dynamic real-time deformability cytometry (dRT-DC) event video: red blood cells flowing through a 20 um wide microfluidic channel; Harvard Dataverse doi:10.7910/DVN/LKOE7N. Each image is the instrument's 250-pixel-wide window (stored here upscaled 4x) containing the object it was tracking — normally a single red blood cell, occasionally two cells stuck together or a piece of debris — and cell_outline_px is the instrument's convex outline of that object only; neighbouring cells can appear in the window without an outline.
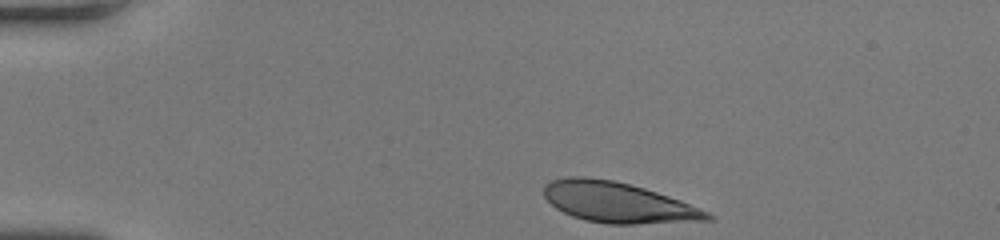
{"species": "human", "species_latin": "Homo sapiens", "temperature_condition": "room temperature", "stored_images_in_passage": 32, "camera_frame_rate_fps": 3000, "um_per_image_px": 0.085, "donor": {"sex": "female"}, "frame": {"image": 1, "passage_image": 1, "time_ms": 0.0, "image_size_px": [1000, 240], "cell_outline_px": [[716, 220], [636, 224], [608, 224], [584, 220], [572, 216], [556, 208], [544, 196], [544, 184], [552, 180], [568, 176], [584, 176], [612, 180], [644, 188], [680, 200], [708, 212], [716, 216]], "centroid_in_image_um": [52.54, 17.21], "position_along_channel_um": 32.5, "area_um2": 38.55}}
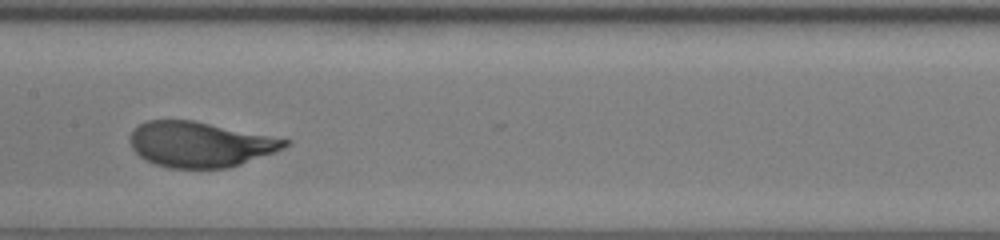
{"frame": {"image": 2, "passage_image": 17, "time_ms": 5.333, "image_size_px": [1000, 240], "cell_outline_px": [[292, 140], [284, 148], [240, 164], [228, 168], [168, 168], [144, 160], [132, 148], [128, 140], [128, 136], [132, 128], [148, 120], [196, 120]], "centroid_in_image_um": [16.96, 12.26], "position_along_channel_um": 190.4, "area_um2": 41.15}}
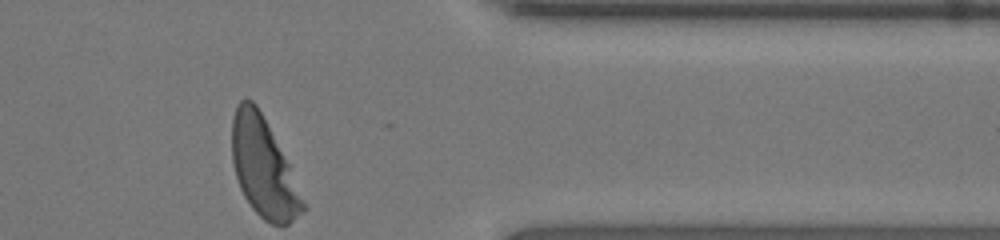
{"frame": {"image": 3, "passage_image": 32, "time_ms": 10.333, "image_size_px": [1000, 240], "cell_outline_px": [[308, 208], [304, 212], [288, 224], [272, 224], [264, 220], [252, 208], [244, 196], [240, 188], [236, 176], [232, 160], [232, 116], [236, 104], [240, 100], [252, 100], [256, 104], [288, 164]], "centroid_in_image_um": [22.38, 14.27], "position_along_channel_um": 389.0, "area_um2": 40.29}, "authors_computed_cell_mechanics": {"area_um2": 41.0958, "velocity_mm_per_s": 4.2221, "shape_relaxation_time_tau1_ms": 2.8444, "shape_relaxation_time_tau2_ms": null, "deformation_change_tau1": 0.2069, "deformation_change_tau2": null}}